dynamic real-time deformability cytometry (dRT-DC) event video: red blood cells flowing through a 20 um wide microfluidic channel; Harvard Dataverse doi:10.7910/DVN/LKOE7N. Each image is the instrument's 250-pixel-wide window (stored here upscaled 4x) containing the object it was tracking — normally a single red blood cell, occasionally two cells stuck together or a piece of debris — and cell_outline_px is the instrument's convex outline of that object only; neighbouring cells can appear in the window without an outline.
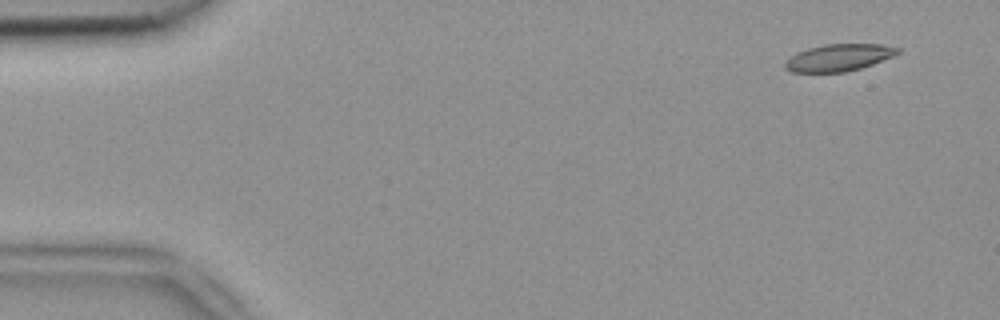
{"species": "common noctule bat (a hibernating species)", "species_latin": "Nyctalus noctula", "temperature_condition": "room temperature", "stored_images_in_passage": 7, "camera_frame_rate_fps": 3000, "um_per_image_px": 0.085, "animal": {"sex": "female", "body_mass_g": 18.4}, "frame": {"image": 1, "passage_image": 1, "time_ms": 0.0, "image_size_px": [1000, 320], "cell_outline_px": [[900, 52], [892, 56], [872, 64], [860, 68], [844, 72], [792, 72], [784, 68], [784, 64], [796, 52], [808, 48], [824, 44], [884, 44], [900, 48]], "centroid_in_image_um": [71.29, 4.89], "position_along_channel_um": 13.7, "area_um2": 17.63}}
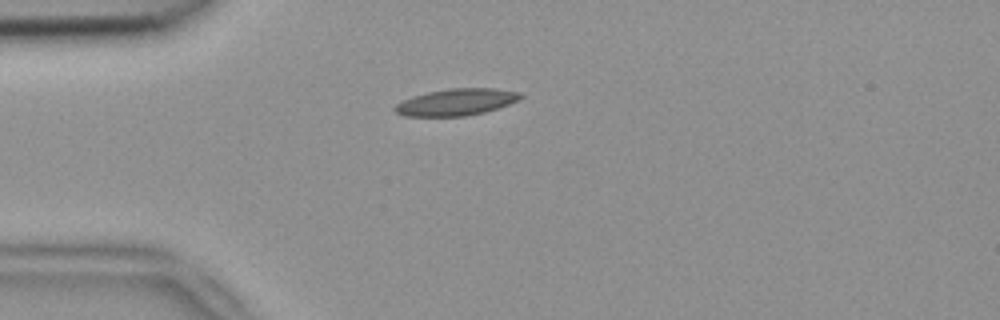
{"frame": {"image": 2, "passage_image": 3, "time_ms": 0.667, "image_size_px": [1000, 320], "cell_outline_px": [[524, 96], [520, 100], [484, 112], [464, 116], [404, 116], [396, 112], [392, 108], [396, 104], [412, 96], [428, 92], [448, 88], [496, 88], [520, 92]], "centroid_in_image_um": [38.79, 8.67], "position_along_channel_um": 46.2, "area_um2": 19.59}}
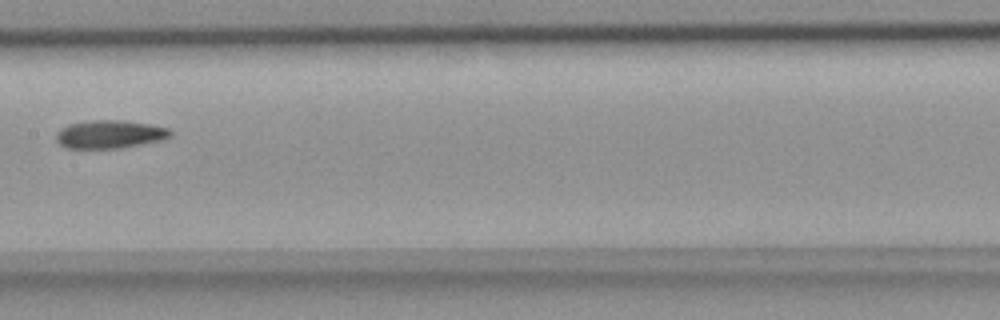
{"frame": {"image": 3, "passage_image": 7, "time_ms": 2.0, "image_size_px": [1000, 320], "cell_outline_px": [[172, 136], [164, 140], [120, 148], [68, 148], [60, 144], [56, 140], [56, 132], [60, 128], [68, 124], [92, 120], [124, 120], [152, 124], [168, 128], [172, 132]], "centroid_in_image_um": [9.36, 11.4], "position_along_channel_um": 198.0, "area_um2": 18.96}}